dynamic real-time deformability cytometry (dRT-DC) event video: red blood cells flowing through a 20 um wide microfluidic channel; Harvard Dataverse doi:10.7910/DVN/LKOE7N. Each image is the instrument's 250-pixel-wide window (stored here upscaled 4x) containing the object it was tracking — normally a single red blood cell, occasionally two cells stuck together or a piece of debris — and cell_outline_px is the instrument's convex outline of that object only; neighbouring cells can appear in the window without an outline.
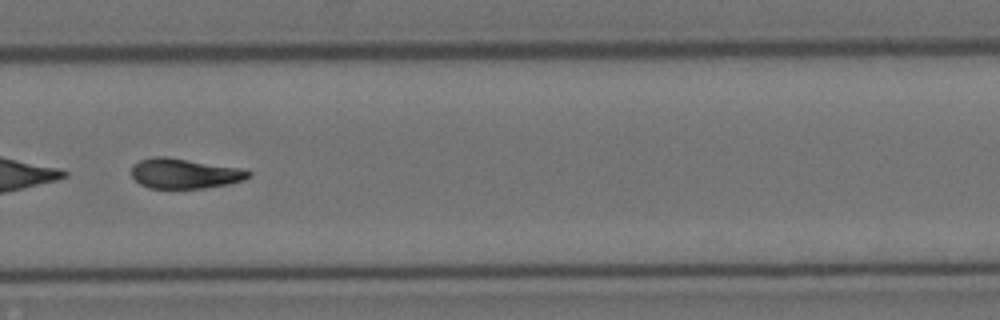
{"species": "Egyptian fruit bat (a non-hibernating species)", "species_latin": "Rousettus aegyptiacus", "temperature_condition": "cold", "stored_images_in_passage": 56, "camera_frame_rate_fps": 3000, "um_per_image_px": 0.085, "animal": {"sex": "female"}, "frame": {"image": 1, "passage_image": 39, "time_ms": 12.667, "image_size_px": [1000, 320], "cell_outline_px": [[252, 176], [244, 180], [228, 184], [204, 188], [148, 188], [140, 184], [132, 176], [132, 164], [140, 160], [152, 156], [164, 156], [244, 168], [252, 172]], "centroid_in_image_um": [15.72, 14.74], "position_along_channel_um": 314.1, "area_um2": 20.75}, "authors_computed_cell_mechanics": {"area_um2": 22.253, "velocity_mm_per_s": 3.5053, "shape_relaxation_time_tau1_ms": 8.2577, "shape_relaxation_time_tau2_ms": null, "deformation_change_tau1": 0.1942, "deformation_change_tau2": null}}